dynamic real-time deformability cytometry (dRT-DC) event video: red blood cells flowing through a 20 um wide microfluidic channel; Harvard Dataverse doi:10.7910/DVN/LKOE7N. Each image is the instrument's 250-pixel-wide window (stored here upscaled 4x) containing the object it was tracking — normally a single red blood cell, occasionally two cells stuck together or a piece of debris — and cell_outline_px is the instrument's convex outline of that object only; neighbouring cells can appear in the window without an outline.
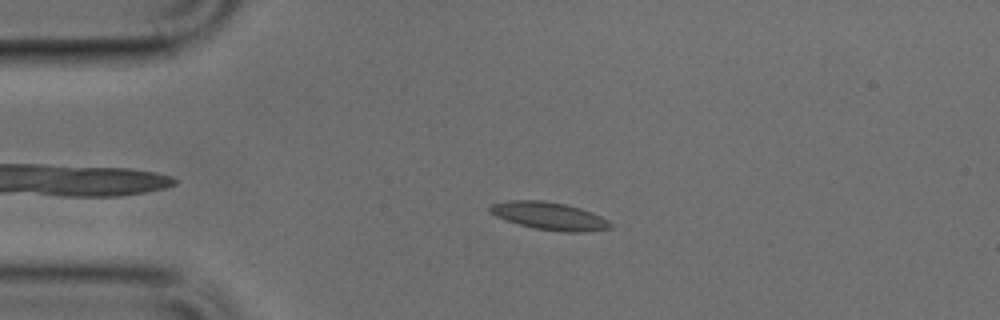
{"species": "common noctule bat (a hibernating species)", "species_latin": "Nyctalus noctula", "temperature_condition": "cold", "stored_images_in_passage": 41, "camera_frame_rate_fps": 3000, "um_per_image_px": 0.085, "animal": {"sex": "male", "body_mass_g": 17.9, "forearm_length_mm": 54.2}, "frame": {"image": 1, "passage_image": 6, "time_ms": 1.667, "image_size_px": [1000, 320], "cell_outline_px": [[612, 228], [580, 232], [564, 232], [536, 228], [520, 224], [496, 216], [488, 208], [492, 204], [512, 200], [544, 200], [564, 204], [580, 208], [592, 212], [608, 220], [612, 224]], "centroid_in_image_um": [46.73, 18.35], "position_along_channel_um": 38.3, "area_um2": 19.07}}
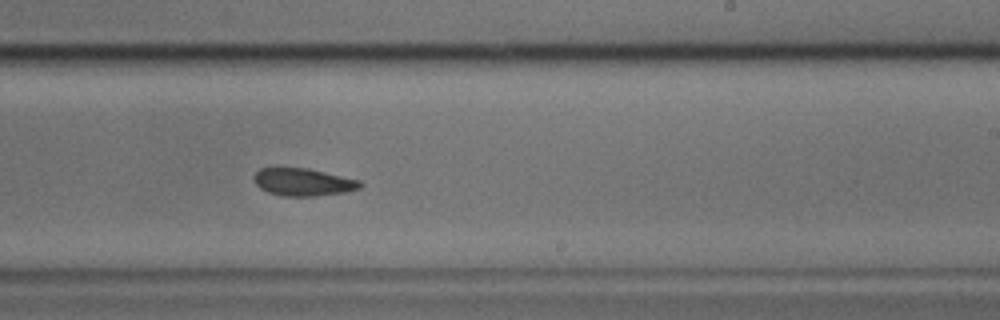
{"frame": {"image": 2, "passage_image": 25, "time_ms": 8.0, "image_size_px": [1000, 320], "cell_outline_px": [[364, 184], [360, 188], [344, 192], [312, 196], [284, 196], [268, 192], [260, 188], [256, 184], [252, 176], [260, 168], [308, 168], [360, 180]], "centroid_in_image_um": [25.76, 15.47], "position_along_channel_um": 263.2, "area_um2": 16.99}}
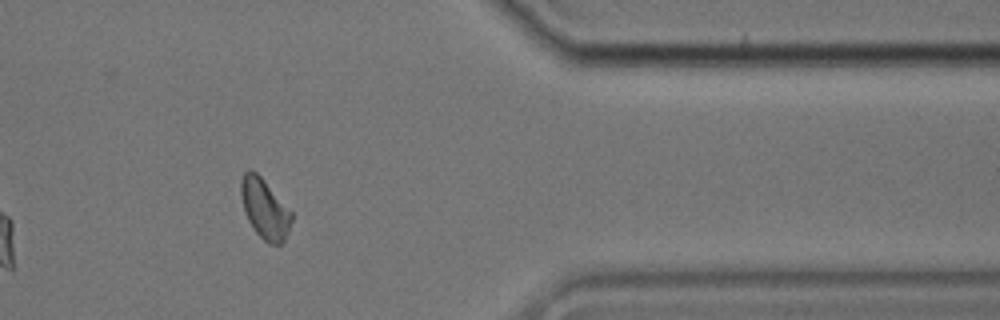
{"frame": {"image": 3, "passage_image": 36, "time_ms": 11.667, "image_size_px": [1000, 320], "cell_outline_px": [[292, 220], [288, 232], [284, 240], [280, 244], [268, 244], [256, 232], [248, 220], [244, 208], [240, 192], [240, 180], [244, 172], [248, 168], [252, 168], [260, 176], [292, 212]], "centroid_in_image_um": [22.49, 17.72], "position_along_channel_um": 388.9, "area_um2": 17.51}}